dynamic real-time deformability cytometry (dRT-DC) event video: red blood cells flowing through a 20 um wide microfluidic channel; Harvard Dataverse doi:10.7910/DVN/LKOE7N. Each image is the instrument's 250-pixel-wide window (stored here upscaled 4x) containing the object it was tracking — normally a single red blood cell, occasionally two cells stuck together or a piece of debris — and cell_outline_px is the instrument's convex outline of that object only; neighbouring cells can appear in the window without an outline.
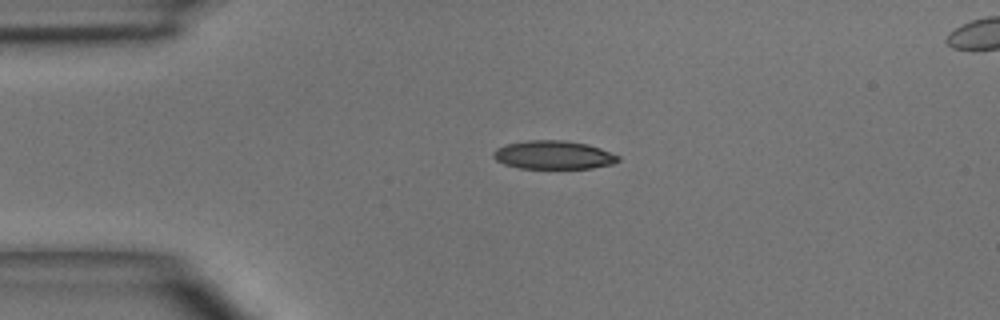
{"species": "common noctule bat (a hibernating species)", "species_latin": "Nyctalus noctula", "temperature_condition": "room temperature", "stored_images_in_passage": 5, "segment_of_instrument_passage": [1, 2], "camera_frame_rate_fps": 3000, "um_per_image_px": 0.085, "animal": {"sex": "male", "body_mass_g": 15.6}, "frame": {"image": 1, "passage_image": 3, "time_ms": 2.333, "image_size_px": [1000, 320], "cell_outline_px": [[620, 160], [612, 164], [592, 168], [520, 168], [504, 164], [496, 160], [492, 156], [492, 152], [496, 148], [508, 144], [528, 140], [564, 140], [588, 144], [600, 148], [620, 156]], "centroid_in_image_um": [47.04, 13.17], "position_along_channel_um": 38.0, "area_um2": 20.69}}